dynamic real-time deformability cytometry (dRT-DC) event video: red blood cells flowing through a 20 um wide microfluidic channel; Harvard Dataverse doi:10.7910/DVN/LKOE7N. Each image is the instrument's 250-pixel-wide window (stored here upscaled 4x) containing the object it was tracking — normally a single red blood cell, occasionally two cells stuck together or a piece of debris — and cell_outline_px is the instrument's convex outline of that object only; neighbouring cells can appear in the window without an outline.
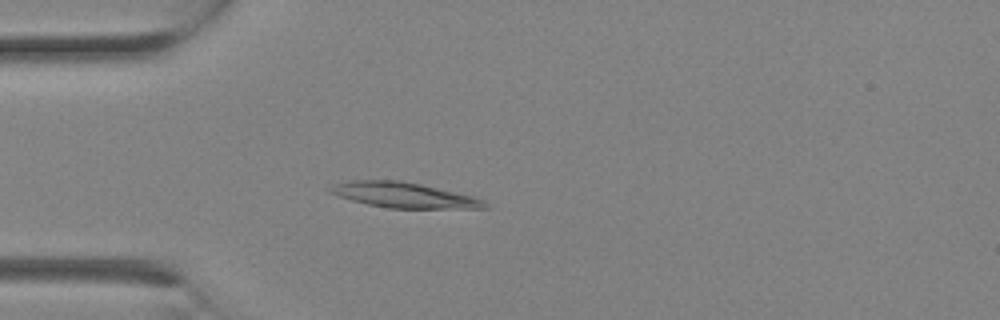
{"species": "Egyptian fruit bat (a non-hibernating species)", "species_latin": "Rousettus aegyptiacus", "temperature_condition": "room temperature", "stored_images_in_passage": 3, "camera_frame_rate_fps": 3000, "um_per_image_px": 0.085, "animal": {"sex": "female"}, "frame": {"image": 1, "passage_image": 3, "time_ms": 0.667, "image_size_px": [1000, 320], "cell_outline_px": [[488, 208], [388, 208], [368, 204], [352, 200], [328, 192], [328, 188], [332, 184], [348, 180], [396, 180], [420, 184], [472, 196], [484, 200], [488, 204]], "centroid_in_image_um": [34.28, 16.58], "position_along_channel_um": 50.7, "area_um2": 22.6}}